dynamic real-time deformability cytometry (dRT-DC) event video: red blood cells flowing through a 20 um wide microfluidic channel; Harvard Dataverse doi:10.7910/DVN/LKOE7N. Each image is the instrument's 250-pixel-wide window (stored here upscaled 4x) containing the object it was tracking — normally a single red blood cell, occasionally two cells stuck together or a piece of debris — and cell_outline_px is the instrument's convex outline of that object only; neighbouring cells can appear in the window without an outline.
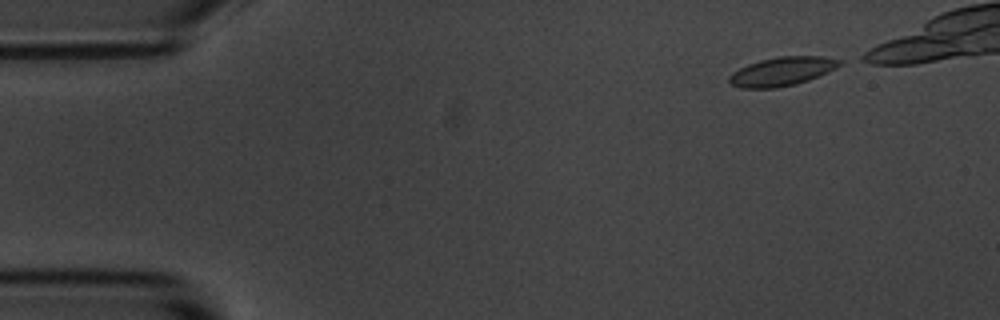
{"species": "common noctule bat (a hibernating species)", "species_latin": "Nyctalus noctula", "temperature_condition": "room temperature", "stored_images_in_passage": 7, "camera_frame_rate_fps": 3000, "um_per_image_px": 0.085, "animal": {"sex": "male", "body_mass_g": 20.1, "forearm_length_mm": 53.5}, "frame": {"image": 1, "passage_image": 1, "time_ms": 0.0, "image_size_px": [1000, 320], "cell_outline_px": [[844, 64], [828, 72], [808, 80], [796, 84], [776, 88], [740, 88], [732, 84], [728, 80], [728, 76], [732, 72], [748, 64], [760, 60], [780, 56], [824, 56], [844, 60]], "centroid_in_image_um": [66.51, 6.06], "position_along_channel_um": 18.5, "area_um2": 18.67}}
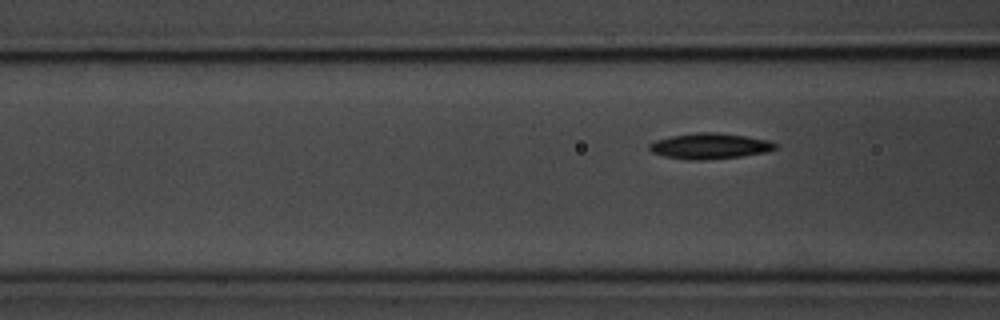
{"frame": {"image": 2, "passage_image": 6, "time_ms": 6.667, "image_size_px": [1000, 320], "cell_outline_px": [[780, 148], [764, 152], [740, 156], [704, 160], [688, 160], [664, 156], [652, 152], [648, 148], [648, 144], [656, 140], [672, 136], [696, 132], [716, 132], [744, 136], [768, 140], [780, 144]], "centroid_in_image_um": [60.35, 12.41], "position_along_channel_um": 106.3, "area_um2": 18.9}}